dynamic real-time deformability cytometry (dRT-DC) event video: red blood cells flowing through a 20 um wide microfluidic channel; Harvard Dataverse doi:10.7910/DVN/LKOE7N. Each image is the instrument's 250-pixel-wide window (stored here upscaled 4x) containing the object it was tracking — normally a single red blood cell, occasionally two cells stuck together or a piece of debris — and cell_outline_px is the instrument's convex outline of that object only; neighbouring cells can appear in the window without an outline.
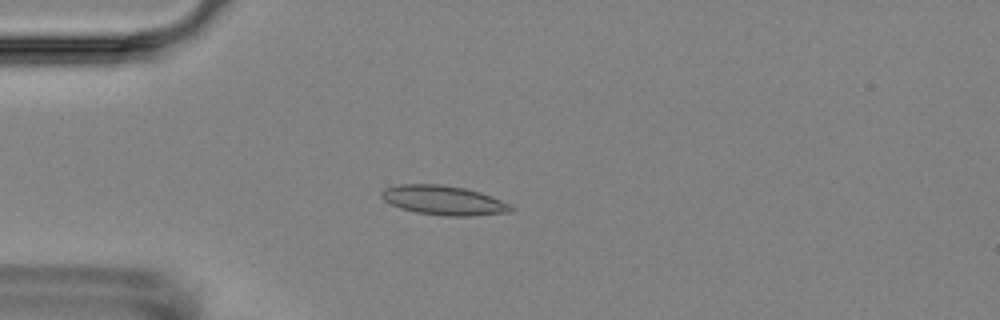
{"species": "Egyptian fruit bat (a non-hibernating species)", "species_latin": "Rousettus aegyptiacus", "temperature_condition": "room temperature", "stored_images_in_passage": 4, "camera_frame_rate_fps": 3000, "um_per_image_px": 0.085, "animal": {"sex": "female"}, "frame": {"image": 1, "passage_image": 3, "time_ms": 3.333, "image_size_px": [1000, 320], "cell_outline_px": [[516, 208], [512, 212], [472, 216], [444, 216], [416, 212], [400, 208], [384, 200], [380, 196], [380, 192], [384, 188], [400, 184], [444, 184], [464, 188], [480, 192], [512, 204]], "centroid_in_image_um": [37.74, 17.03], "position_along_channel_um": 47.3, "area_um2": 22.43}}